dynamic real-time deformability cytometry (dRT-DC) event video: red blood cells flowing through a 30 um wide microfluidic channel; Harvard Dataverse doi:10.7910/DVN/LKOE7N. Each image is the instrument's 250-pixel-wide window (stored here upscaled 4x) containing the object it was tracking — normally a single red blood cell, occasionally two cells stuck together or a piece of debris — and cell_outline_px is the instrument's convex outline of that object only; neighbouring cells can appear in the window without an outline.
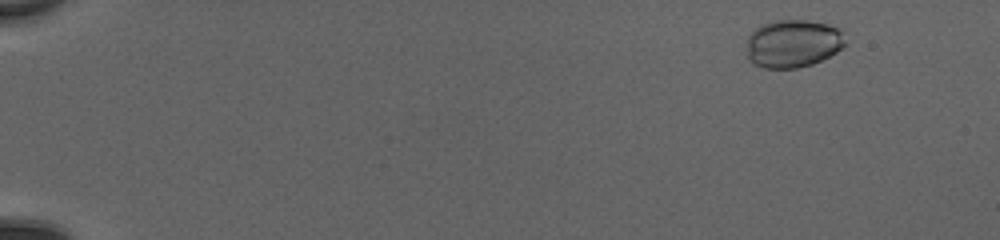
{"species": "common noctule bat (a hibernating species)", "species_latin": "Nyctalus noctula", "temperature_condition": "cold", "stored_images_in_passage": 50, "camera_frame_rate_fps": 3000, "um_per_image_px": 0.085, "animal": {"sex": "female", "body_mass_g": 20.0, "forearm_length_mm": 54.0}, "frame": {"image": 1, "passage_image": 4, "time_ms": 1.0, "image_size_px": [1000, 240], "cell_outline_px": [[848, 44], [836, 52], [812, 64], [796, 68], [764, 68], [752, 64], [748, 60], [748, 36], [760, 24], [772, 20], [808, 20], [828, 24], [844, 28]], "centroid_in_image_um": [67.46, 3.68], "position_along_channel_um": 17.5, "area_um2": 28.15}}
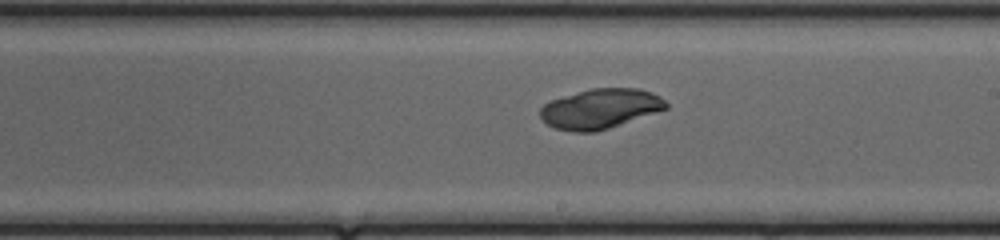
{"frame": {"image": 2, "passage_image": 31, "time_ms": 10.0, "image_size_px": [1000, 240], "cell_outline_px": [[668, 108], [596, 132], [572, 132], [552, 128], [540, 116], [540, 108], [548, 100], [592, 88], [640, 88], [652, 92], [660, 96], [668, 104]], "centroid_in_image_um": [51.0, 9.24], "position_along_channel_um": 238.0, "area_um2": 29.25}}
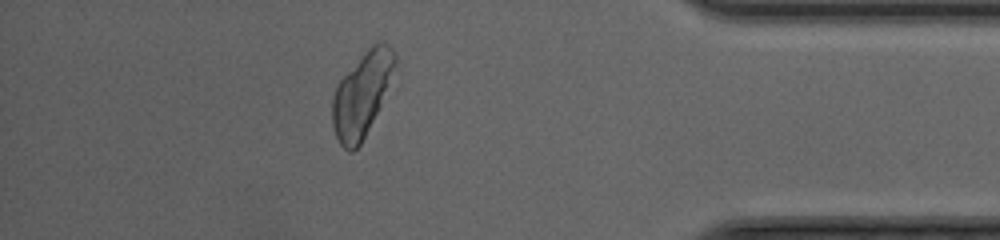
{"frame": {"image": 3, "passage_image": 45, "time_ms": 14.667, "image_size_px": [1000, 240], "cell_outline_px": [[396, 60], [380, 104], [360, 144], [352, 152], [348, 152], [340, 144], [336, 136], [332, 124], [332, 96], [340, 80], [364, 52], [376, 40], [384, 40], [392, 48], [396, 56]], "centroid_in_image_um": [30.72, 7.99], "position_along_channel_um": 404.5, "area_um2": 29.82}}